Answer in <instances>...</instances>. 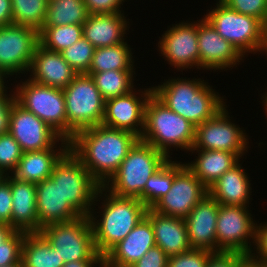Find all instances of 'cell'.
Returning a JSON list of instances; mask_svg holds the SVG:
<instances>
[{
    "label": "cell",
    "mask_w": 267,
    "mask_h": 267,
    "mask_svg": "<svg viewBox=\"0 0 267 267\" xmlns=\"http://www.w3.org/2000/svg\"><path fill=\"white\" fill-rule=\"evenodd\" d=\"M139 140L131 132L97 125L77 132L69 141V149L104 186Z\"/></svg>",
    "instance_id": "obj_1"
},
{
    "label": "cell",
    "mask_w": 267,
    "mask_h": 267,
    "mask_svg": "<svg viewBox=\"0 0 267 267\" xmlns=\"http://www.w3.org/2000/svg\"><path fill=\"white\" fill-rule=\"evenodd\" d=\"M207 83L196 78H172L153 87V94L169 109L196 127L214 117L226 106L224 97L214 92Z\"/></svg>",
    "instance_id": "obj_2"
},
{
    "label": "cell",
    "mask_w": 267,
    "mask_h": 267,
    "mask_svg": "<svg viewBox=\"0 0 267 267\" xmlns=\"http://www.w3.org/2000/svg\"><path fill=\"white\" fill-rule=\"evenodd\" d=\"M103 200L100 219L93 212L89 214L97 252L104 257L116 244L122 241L132 229L146 216L147 207L134 197L117 196L110 191ZM95 217V218H94Z\"/></svg>",
    "instance_id": "obj_3"
},
{
    "label": "cell",
    "mask_w": 267,
    "mask_h": 267,
    "mask_svg": "<svg viewBox=\"0 0 267 267\" xmlns=\"http://www.w3.org/2000/svg\"><path fill=\"white\" fill-rule=\"evenodd\" d=\"M140 140L171 158V146L187 151L192 149L195 126L169 109L152 93L145 105L144 130Z\"/></svg>",
    "instance_id": "obj_4"
},
{
    "label": "cell",
    "mask_w": 267,
    "mask_h": 267,
    "mask_svg": "<svg viewBox=\"0 0 267 267\" xmlns=\"http://www.w3.org/2000/svg\"><path fill=\"white\" fill-rule=\"evenodd\" d=\"M168 160L163 152L139 140L104 187L117 196L141 200L147 180Z\"/></svg>",
    "instance_id": "obj_5"
},
{
    "label": "cell",
    "mask_w": 267,
    "mask_h": 267,
    "mask_svg": "<svg viewBox=\"0 0 267 267\" xmlns=\"http://www.w3.org/2000/svg\"><path fill=\"white\" fill-rule=\"evenodd\" d=\"M50 178L57 183L64 199L81 216H89L95 208H91L94 201L97 202L104 192V186L92 177L70 149L56 162Z\"/></svg>",
    "instance_id": "obj_6"
},
{
    "label": "cell",
    "mask_w": 267,
    "mask_h": 267,
    "mask_svg": "<svg viewBox=\"0 0 267 267\" xmlns=\"http://www.w3.org/2000/svg\"><path fill=\"white\" fill-rule=\"evenodd\" d=\"M67 118V140L84 129L101 125L104 117L105 99L93 78L77 74L63 89Z\"/></svg>",
    "instance_id": "obj_7"
},
{
    "label": "cell",
    "mask_w": 267,
    "mask_h": 267,
    "mask_svg": "<svg viewBox=\"0 0 267 267\" xmlns=\"http://www.w3.org/2000/svg\"><path fill=\"white\" fill-rule=\"evenodd\" d=\"M215 7L204 18L221 37L234 45L243 56L250 52H267L266 26L260 20L238 13L221 0Z\"/></svg>",
    "instance_id": "obj_8"
},
{
    "label": "cell",
    "mask_w": 267,
    "mask_h": 267,
    "mask_svg": "<svg viewBox=\"0 0 267 267\" xmlns=\"http://www.w3.org/2000/svg\"><path fill=\"white\" fill-rule=\"evenodd\" d=\"M39 233L50 246L58 250L65 263L80 260H103L94 244L93 230L88 216L45 225Z\"/></svg>",
    "instance_id": "obj_9"
},
{
    "label": "cell",
    "mask_w": 267,
    "mask_h": 267,
    "mask_svg": "<svg viewBox=\"0 0 267 267\" xmlns=\"http://www.w3.org/2000/svg\"><path fill=\"white\" fill-rule=\"evenodd\" d=\"M15 88L16 102L35 114L67 140V118L63 89L41 85L30 79Z\"/></svg>",
    "instance_id": "obj_10"
},
{
    "label": "cell",
    "mask_w": 267,
    "mask_h": 267,
    "mask_svg": "<svg viewBox=\"0 0 267 267\" xmlns=\"http://www.w3.org/2000/svg\"><path fill=\"white\" fill-rule=\"evenodd\" d=\"M251 216L247 207L220 204L216 224L217 253L248 256L254 252L250 240L252 238L254 243L257 223Z\"/></svg>",
    "instance_id": "obj_11"
},
{
    "label": "cell",
    "mask_w": 267,
    "mask_h": 267,
    "mask_svg": "<svg viewBox=\"0 0 267 267\" xmlns=\"http://www.w3.org/2000/svg\"><path fill=\"white\" fill-rule=\"evenodd\" d=\"M177 162H174L171 189L151 209L166 216L185 219L195 205L208 194V188L185 163Z\"/></svg>",
    "instance_id": "obj_12"
},
{
    "label": "cell",
    "mask_w": 267,
    "mask_h": 267,
    "mask_svg": "<svg viewBox=\"0 0 267 267\" xmlns=\"http://www.w3.org/2000/svg\"><path fill=\"white\" fill-rule=\"evenodd\" d=\"M226 108H222L214 117L195 127V140L190 152L195 153V150L200 149L228 151L240 158L247 152L248 136L230 121Z\"/></svg>",
    "instance_id": "obj_13"
},
{
    "label": "cell",
    "mask_w": 267,
    "mask_h": 267,
    "mask_svg": "<svg viewBox=\"0 0 267 267\" xmlns=\"http://www.w3.org/2000/svg\"><path fill=\"white\" fill-rule=\"evenodd\" d=\"M38 44L39 32L31 27H0V70L8 77L28 72Z\"/></svg>",
    "instance_id": "obj_14"
},
{
    "label": "cell",
    "mask_w": 267,
    "mask_h": 267,
    "mask_svg": "<svg viewBox=\"0 0 267 267\" xmlns=\"http://www.w3.org/2000/svg\"><path fill=\"white\" fill-rule=\"evenodd\" d=\"M9 133L20 144L23 152L41 151L58 146L56 143H59V140L69 142L16 101L11 109Z\"/></svg>",
    "instance_id": "obj_15"
},
{
    "label": "cell",
    "mask_w": 267,
    "mask_h": 267,
    "mask_svg": "<svg viewBox=\"0 0 267 267\" xmlns=\"http://www.w3.org/2000/svg\"><path fill=\"white\" fill-rule=\"evenodd\" d=\"M139 92L142 93V98L136 96L138 93L132 90L125 95L106 100L101 125L125 130L140 138L144 130L145 105L153 93V87Z\"/></svg>",
    "instance_id": "obj_16"
},
{
    "label": "cell",
    "mask_w": 267,
    "mask_h": 267,
    "mask_svg": "<svg viewBox=\"0 0 267 267\" xmlns=\"http://www.w3.org/2000/svg\"><path fill=\"white\" fill-rule=\"evenodd\" d=\"M165 60L178 70L199 68L198 23H179L170 27L158 43Z\"/></svg>",
    "instance_id": "obj_17"
},
{
    "label": "cell",
    "mask_w": 267,
    "mask_h": 267,
    "mask_svg": "<svg viewBox=\"0 0 267 267\" xmlns=\"http://www.w3.org/2000/svg\"><path fill=\"white\" fill-rule=\"evenodd\" d=\"M198 48L199 69L203 70L233 68L239 64L242 57L245 58L234 45L221 37L205 18L198 21Z\"/></svg>",
    "instance_id": "obj_18"
},
{
    "label": "cell",
    "mask_w": 267,
    "mask_h": 267,
    "mask_svg": "<svg viewBox=\"0 0 267 267\" xmlns=\"http://www.w3.org/2000/svg\"><path fill=\"white\" fill-rule=\"evenodd\" d=\"M220 204L207 194L184 219L192 249L217 253L216 224Z\"/></svg>",
    "instance_id": "obj_19"
},
{
    "label": "cell",
    "mask_w": 267,
    "mask_h": 267,
    "mask_svg": "<svg viewBox=\"0 0 267 267\" xmlns=\"http://www.w3.org/2000/svg\"><path fill=\"white\" fill-rule=\"evenodd\" d=\"M155 245L151 221L145 216L122 241L103 257V266L130 267Z\"/></svg>",
    "instance_id": "obj_20"
},
{
    "label": "cell",
    "mask_w": 267,
    "mask_h": 267,
    "mask_svg": "<svg viewBox=\"0 0 267 267\" xmlns=\"http://www.w3.org/2000/svg\"><path fill=\"white\" fill-rule=\"evenodd\" d=\"M30 80L54 88L64 89L78 74L62 57L61 53L37 45L31 65Z\"/></svg>",
    "instance_id": "obj_21"
},
{
    "label": "cell",
    "mask_w": 267,
    "mask_h": 267,
    "mask_svg": "<svg viewBox=\"0 0 267 267\" xmlns=\"http://www.w3.org/2000/svg\"><path fill=\"white\" fill-rule=\"evenodd\" d=\"M39 231L45 225L68 222L81 215L65 200L59 186L50 177L36 183Z\"/></svg>",
    "instance_id": "obj_22"
},
{
    "label": "cell",
    "mask_w": 267,
    "mask_h": 267,
    "mask_svg": "<svg viewBox=\"0 0 267 267\" xmlns=\"http://www.w3.org/2000/svg\"><path fill=\"white\" fill-rule=\"evenodd\" d=\"M154 231L155 244L168 257L187 252L192 249L188 240L187 227L183 218L166 216L151 208L146 211Z\"/></svg>",
    "instance_id": "obj_23"
},
{
    "label": "cell",
    "mask_w": 267,
    "mask_h": 267,
    "mask_svg": "<svg viewBox=\"0 0 267 267\" xmlns=\"http://www.w3.org/2000/svg\"><path fill=\"white\" fill-rule=\"evenodd\" d=\"M124 14H89L82 24L83 36L95 47L113 46L125 41L124 34L129 26Z\"/></svg>",
    "instance_id": "obj_24"
},
{
    "label": "cell",
    "mask_w": 267,
    "mask_h": 267,
    "mask_svg": "<svg viewBox=\"0 0 267 267\" xmlns=\"http://www.w3.org/2000/svg\"><path fill=\"white\" fill-rule=\"evenodd\" d=\"M11 226L27 233L39 232L36 205V184L11 176Z\"/></svg>",
    "instance_id": "obj_25"
},
{
    "label": "cell",
    "mask_w": 267,
    "mask_h": 267,
    "mask_svg": "<svg viewBox=\"0 0 267 267\" xmlns=\"http://www.w3.org/2000/svg\"><path fill=\"white\" fill-rule=\"evenodd\" d=\"M56 147L51 146L41 151L23 152L17 168L11 172V175L13 174L12 176L17 180L35 184L48 179L56 162L69 149V142H62L60 149H54Z\"/></svg>",
    "instance_id": "obj_26"
},
{
    "label": "cell",
    "mask_w": 267,
    "mask_h": 267,
    "mask_svg": "<svg viewBox=\"0 0 267 267\" xmlns=\"http://www.w3.org/2000/svg\"><path fill=\"white\" fill-rule=\"evenodd\" d=\"M246 174L238 163L208 188V194L219 204L247 207L252 189Z\"/></svg>",
    "instance_id": "obj_27"
},
{
    "label": "cell",
    "mask_w": 267,
    "mask_h": 267,
    "mask_svg": "<svg viewBox=\"0 0 267 267\" xmlns=\"http://www.w3.org/2000/svg\"><path fill=\"white\" fill-rule=\"evenodd\" d=\"M198 157L185 165L209 188L226 171L240 161V157L228 151L196 150Z\"/></svg>",
    "instance_id": "obj_28"
},
{
    "label": "cell",
    "mask_w": 267,
    "mask_h": 267,
    "mask_svg": "<svg viewBox=\"0 0 267 267\" xmlns=\"http://www.w3.org/2000/svg\"><path fill=\"white\" fill-rule=\"evenodd\" d=\"M23 267H62L63 258L39 233H26L22 244Z\"/></svg>",
    "instance_id": "obj_29"
},
{
    "label": "cell",
    "mask_w": 267,
    "mask_h": 267,
    "mask_svg": "<svg viewBox=\"0 0 267 267\" xmlns=\"http://www.w3.org/2000/svg\"><path fill=\"white\" fill-rule=\"evenodd\" d=\"M132 54L131 48L126 42L95 48L87 73H100L107 70H133Z\"/></svg>",
    "instance_id": "obj_30"
},
{
    "label": "cell",
    "mask_w": 267,
    "mask_h": 267,
    "mask_svg": "<svg viewBox=\"0 0 267 267\" xmlns=\"http://www.w3.org/2000/svg\"><path fill=\"white\" fill-rule=\"evenodd\" d=\"M88 15L83 0H49L42 29L50 26L83 24Z\"/></svg>",
    "instance_id": "obj_31"
},
{
    "label": "cell",
    "mask_w": 267,
    "mask_h": 267,
    "mask_svg": "<svg viewBox=\"0 0 267 267\" xmlns=\"http://www.w3.org/2000/svg\"><path fill=\"white\" fill-rule=\"evenodd\" d=\"M134 70H107L90 75L105 100L125 95L134 89Z\"/></svg>",
    "instance_id": "obj_32"
},
{
    "label": "cell",
    "mask_w": 267,
    "mask_h": 267,
    "mask_svg": "<svg viewBox=\"0 0 267 267\" xmlns=\"http://www.w3.org/2000/svg\"><path fill=\"white\" fill-rule=\"evenodd\" d=\"M83 36L82 24L50 26L39 31V44L50 51L61 52Z\"/></svg>",
    "instance_id": "obj_33"
},
{
    "label": "cell",
    "mask_w": 267,
    "mask_h": 267,
    "mask_svg": "<svg viewBox=\"0 0 267 267\" xmlns=\"http://www.w3.org/2000/svg\"><path fill=\"white\" fill-rule=\"evenodd\" d=\"M12 22L31 27L38 32L45 22L49 0H11Z\"/></svg>",
    "instance_id": "obj_34"
},
{
    "label": "cell",
    "mask_w": 267,
    "mask_h": 267,
    "mask_svg": "<svg viewBox=\"0 0 267 267\" xmlns=\"http://www.w3.org/2000/svg\"><path fill=\"white\" fill-rule=\"evenodd\" d=\"M174 180V161L169 159L159 168L145 184L141 193V201L147 208H151L161 197L171 189Z\"/></svg>",
    "instance_id": "obj_35"
},
{
    "label": "cell",
    "mask_w": 267,
    "mask_h": 267,
    "mask_svg": "<svg viewBox=\"0 0 267 267\" xmlns=\"http://www.w3.org/2000/svg\"><path fill=\"white\" fill-rule=\"evenodd\" d=\"M95 47L84 37L61 51L62 57L78 73H87Z\"/></svg>",
    "instance_id": "obj_36"
},
{
    "label": "cell",
    "mask_w": 267,
    "mask_h": 267,
    "mask_svg": "<svg viewBox=\"0 0 267 267\" xmlns=\"http://www.w3.org/2000/svg\"><path fill=\"white\" fill-rule=\"evenodd\" d=\"M22 154L23 151L20 144L9 132L0 135V170L4 175L9 174L10 171L13 172L17 168Z\"/></svg>",
    "instance_id": "obj_37"
},
{
    "label": "cell",
    "mask_w": 267,
    "mask_h": 267,
    "mask_svg": "<svg viewBox=\"0 0 267 267\" xmlns=\"http://www.w3.org/2000/svg\"><path fill=\"white\" fill-rule=\"evenodd\" d=\"M26 233L16 230L0 244V267L12 266L21 262L22 244Z\"/></svg>",
    "instance_id": "obj_38"
},
{
    "label": "cell",
    "mask_w": 267,
    "mask_h": 267,
    "mask_svg": "<svg viewBox=\"0 0 267 267\" xmlns=\"http://www.w3.org/2000/svg\"><path fill=\"white\" fill-rule=\"evenodd\" d=\"M240 14L249 15L267 26V0H221Z\"/></svg>",
    "instance_id": "obj_39"
},
{
    "label": "cell",
    "mask_w": 267,
    "mask_h": 267,
    "mask_svg": "<svg viewBox=\"0 0 267 267\" xmlns=\"http://www.w3.org/2000/svg\"><path fill=\"white\" fill-rule=\"evenodd\" d=\"M214 253L204 249H191L168 258L167 267H205Z\"/></svg>",
    "instance_id": "obj_40"
},
{
    "label": "cell",
    "mask_w": 267,
    "mask_h": 267,
    "mask_svg": "<svg viewBox=\"0 0 267 267\" xmlns=\"http://www.w3.org/2000/svg\"><path fill=\"white\" fill-rule=\"evenodd\" d=\"M254 244V249L256 248L254 251L258 254L256 255V253L251 252L248 255L249 262L267 266V222L265 224L260 223L259 226L256 224Z\"/></svg>",
    "instance_id": "obj_41"
},
{
    "label": "cell",
    "mask_w": 267,
    "mask_h": 267,
    "mask_svg": "<svg viewBox=\"0 0 267 267\" xmlns=\"http://www.w3.org/2000/svg\"><path fill=\"white\" fill-rule=\"evenodd\" d=\"M12 192L11 176L5 175L0 180V223L11 226Z\"/></svg>",
    "instance_id": "obj_42"
},
{
    "label": "cell",
    "mask_w": 267,
    "mask_h": 267,
    "mask_svg": "<svg viewBox=\"0 0 267 267\" xmlns=\"http://www.w3.org/2000/svg\"><path fill=\"white\" fill-rule=\"evenodd\" d=\"M249 257L242 253H214L205 267H244Z\"/></svg>",
    "instance_id": "obj_43"
},
{
    "label": "cell",
    "mask_w": 267,
    "mask_h": 267,
    "mask_svg": "<svg viewBox=\"0 0 267 267\" xmlns=\"http://www.w3.org/2000/svg\"><path fill=\"white\" fill-rule=\"evenodd\" d=\"M168 258L166 253L155 245L130 267H167Z\"/></svg>",
    "instance_id": "obj_44"
},
{
    "label": "cell",
    "mask_w": 267,
    "mask_h": 267,
    "mask_svg": "<svg viewBox=\"0 0 267 267\" xmlns=\"http://www.w3.org/2000/svg\"><path fill=\"white\" fill-rule=\"evenodd\" d=\"M6 92V87L0 92V135L9 132L11 109L16 101L15 93L8 95Z\"/></svg>",
    "instance_id": "obj_45"
},
{
    "label": "cell",
    "mask_w": 267,
    "mask_h": 267,
    "mask_svg": "<svg viewBox=\"0 0 267 267\" xmlns=\"http://www.w3.org/2000/svg\"><path fill=\"white\" fill-rule=\"evenodd\" d=\"M89 14L120 13L124 0H83ZM123 1V2H122Z\"/></svg>",
    "instance_id": "obj_46"
},
{
    "label": "cell",
    "mask_w": 267,
    "mask_h": 267,
    "mask_svg": "<svg viewBox=\"0 0 267 267\" xmlns=\"http://www.w3.org/2000/svg\"><path fill=\"white\" fill-rule=\"evenodd\" d=\"M13 24L12 22V1L0 0V27Z\"/></svg>",
    "instance_id": "obj_47"
},
{
    "label": "cell",
    "mask_w": 267,
    "mask_h": 267,
    "mask_svg": "<svg viewBox=\"0 0 267 267\" xmlns=\"http://www.w3.org/2000/svg\"><path fill=\"white\" fill-rule=\"evenodd\" d=\"M95 264V265H94ZM103 267V260H80V261H71L64 263L62 267H94L96 265Z\"/></svg>",
    "instance_id": "obj_48"
},
{
    "label": "cell",
    "mask_w": 267,
    "mask_h": 267,
    "mask_svg": "<svg viewBox=\"0 0 267 267\" xmlns=\"http://www.w3.org/2000/svg\"><path fill=\"white\" fill-rule=\"evenodd\" d=\"M15 231L12 226L0 223V244L7 240Z\"/></svg>",
    "instance_id": "obj_49"
},
{
    "label": "cell",
    "mask_w": 267,
    "mask_h": 267,
    "mask_svg": "<svg viewBox=\"0 0 267 267\" xmlns=\"http://www.w3.org/2000/svg\"><path fill=\"white\" fill-rule=\"evenodd\" d=\"M7 78V76L0 70V92L5 88V78Z\"/></svg>",
    "instance_id": "obj_50"
},
{
    "label": "cell",
    "mask_w": 267,
    "mask_h": 267,
    "mask_svg": "<svg viewBox=\"0 0 267 267\" xmlns=\"http://www.w3.org/2000/svg\"><path fill=\"white\" fill-rule=\"evenodd\" d=\"M244 267H264V266L254 264L252 262H248Z\"/></svg>",
    "instance_id": "obj_51"
},
{
    "label": "cell",
    "mask_w": 267,
    "mask_h": 267,
    "mask_svg": "<svg viewBox=\"0 0 267 267\" xmlns=\"http://www.w3.org/2000/svg\"><path fill=\"white\" fill-rule=\"evenodd\" d=\"M262 98H264V99H262L263 100L262 103L267 104V92H266V94H264L262 96Z\"/></svg>",
    "instance_id": "obj_52"
},
{
    "label": "cell",
    "mask_w": 267,
    "mask_h": 267,
    "mask_svg": "<svg viewBox=\"0 0 267 267\" xmlns=\"http://www.w3.org/2000/svg\"><path fill=\"white\" fill-rule=\"evenodd\" d=\"M6 267H23L22 262L18 263V264H14L12 266H6Z\"/></svg>",
    "instance_id": "obj_53"
},
{
    "label": "cell",
    "mask_w": 267,
    "mask_h": 267,
    "mask_svg": "<svg viewBox=\"0 0 267 267\" xmlns=\"http://www.w3.org/2000/svg\"><path fill=\"white\" fill-rule=\"evenodd\" d=\"M4 177H5V175L0 170V180L3 179Z\"/></svg>",
    "instance_id": "obj_54"
},
{
    "label": "cell",
    "mask_w": 267,
    "mask_h": 267,
    "mask_svg": "<svg viewBox=\"0 0 267 267\" xmlns=\"http://www.w3.org/2000/svg\"><path fill=\"white\" fill-rule=\"evenodd\" d=\"M265 107L264 109L266 110L265 112L267 113V104H263Z\"/></svg>",
    "instance_id": "obj_55"
}]
</instances>
